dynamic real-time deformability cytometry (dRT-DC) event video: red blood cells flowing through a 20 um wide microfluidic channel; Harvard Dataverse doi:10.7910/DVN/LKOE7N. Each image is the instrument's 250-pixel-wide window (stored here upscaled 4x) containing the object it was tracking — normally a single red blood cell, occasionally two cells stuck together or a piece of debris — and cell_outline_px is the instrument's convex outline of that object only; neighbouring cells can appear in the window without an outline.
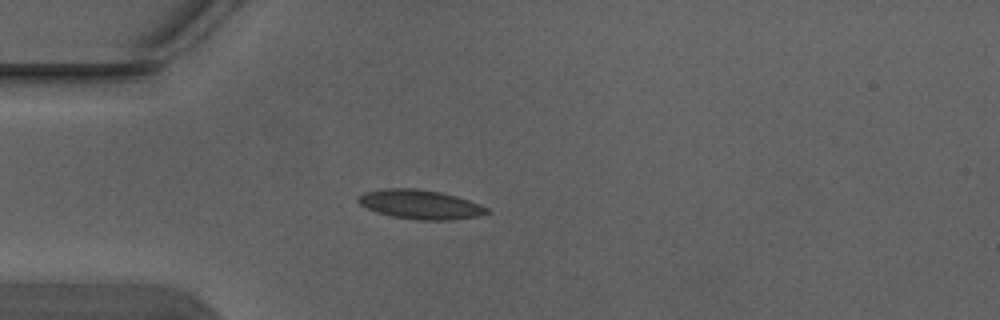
{"species": "Egyptian fruit bat (a non-hibernating species)", "species_latin": "Rousettus aegyptiacus", "temperature_condition": "warm", "stored_images_in_passage": 4, "camera_frame_rate_fps": 3000, "um_per_image_px": 0.085, "animal": {"sex": "male"}, "frame": {"image": 1, "passage_image": 3, "time_ms": 0.667, "image_size_px": [1000, 320], "cell_outline_px": [[492, 212], [480, 216], [452, 220], [416, 220], [392, 216], [376, 212], [360, 204], [356, 200], [356, 196], [364, 192], [384, 188], [416, 188], [440, 192], [456, 196], [480, 204], [488, 208]], "centroid_in_image_um": [35.72, 17.38], "position_along_channel_um": 49.3, "area_um2": 22.14}}